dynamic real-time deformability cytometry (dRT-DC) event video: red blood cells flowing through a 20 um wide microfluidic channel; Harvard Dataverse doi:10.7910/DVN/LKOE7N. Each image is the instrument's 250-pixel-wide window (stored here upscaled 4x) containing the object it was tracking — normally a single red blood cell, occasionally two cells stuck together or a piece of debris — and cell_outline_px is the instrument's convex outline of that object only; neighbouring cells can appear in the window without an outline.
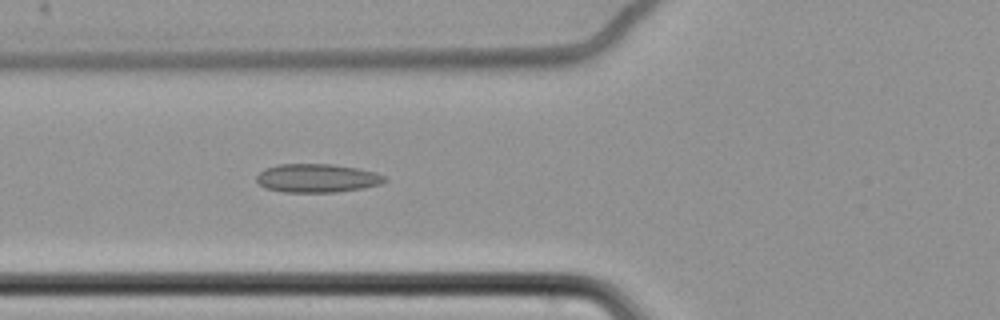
{"species": "common noctule bat (a hibernating species)", "species_latin": "Nyctalus noctula", "temperature_condition": "cold", "stored_images_in_passage": 51, "camera_frame_rate_fps": 3000, "um_per_image_px": 0.085, "animal": {"sex": "female", "body_mass_g": 22.7, "forearm_length_mm": 54.2}, "frame": {"image": 1, "passage_image": 14, "time_ms": 4.333, "image_size_px": [1000, 320], "cell_outline_px": [[388, 180], [380, 184], [364, 188], [336, 192], [284, 192], [264, 188], [256, 180], [256, 176], [264, 168], [280, 164], [332, 164], [356, 168], [376, 172], [384, 176]], "centroid_in_image_um": [26.94, 15.14], "position_along_channel_um": 98.9, "area_um2": 21.39}}
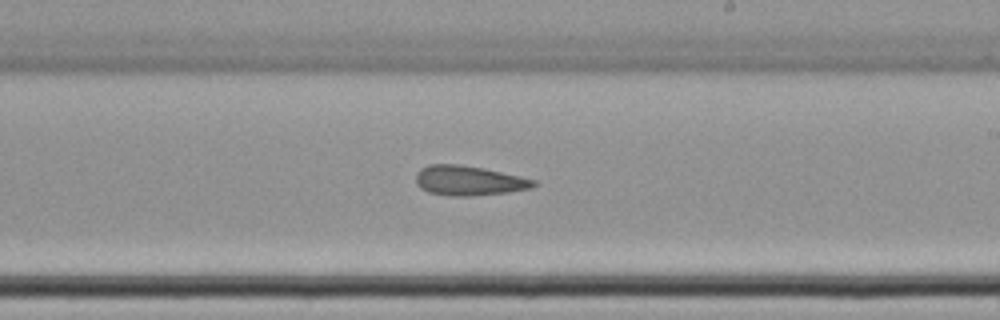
{"frame": {"image": 2, "passage_image": 27, "time_ms": 8.667, "image_size_px": [1000, 320], "cell_outline_px": [[536, 184], [532, 188], [508, 192], [472, 196], [452, 196], [428, 192], [420, 188], [416, 184], [416, 172], [420, 168], [428, 164], [460, 164], [484, 168], [520, 176], [536, 180]], "centroid_in_image_um": [39.82, 15.34], "position_along_channel_um": 249.2, "area_um2": 20.58}}
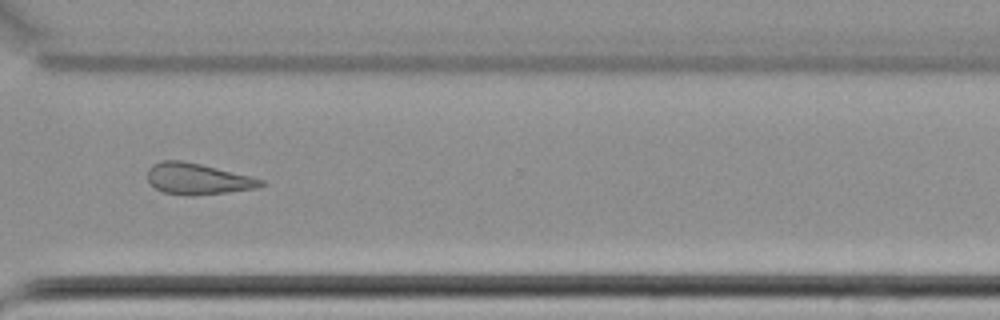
{"frame": {"image": 3, "passage_image": 36, "time_ms": 11.667, "image_size_px": [1000, 320], "cell_outline_px": [[264, 184], [256, 188], [192, 196], [164, 192], [156, 188], [148, 180], [148, 168], [152, 164], [160, 160], [180, 160], [200, 164], [264, 180]], "centroid_in_image_um": [16.74, 15.19], "position_along_channel_um": 353.9, "area_um2": 20.17}, "authors_computed_cell_mechanics": {"area_um2": 21.097, "velocity_mm_per_s": 3.4701, "shape_relaxation_time_tau1_ms": null, "shape_relaxation_time_tau2_ms": 9.9538, "deformation_change_tau1": null, "deformation_change_tau2": 0.1908}}